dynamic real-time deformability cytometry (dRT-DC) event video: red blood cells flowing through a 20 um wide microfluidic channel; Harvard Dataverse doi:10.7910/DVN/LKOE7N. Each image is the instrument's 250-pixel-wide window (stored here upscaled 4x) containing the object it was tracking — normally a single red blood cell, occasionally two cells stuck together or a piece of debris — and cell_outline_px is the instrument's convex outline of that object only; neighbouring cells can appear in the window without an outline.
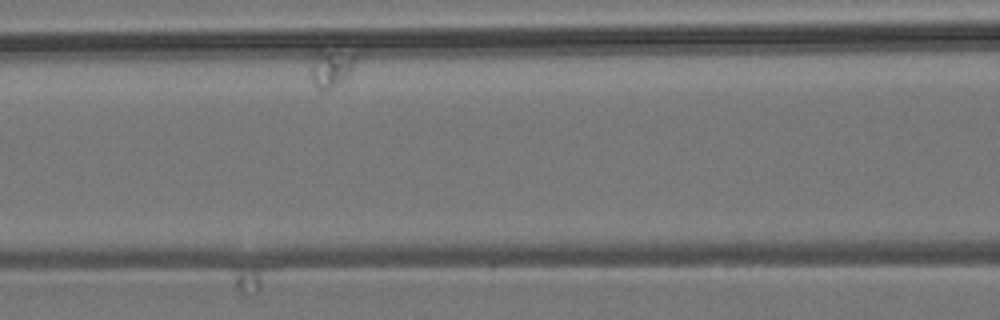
{"species": "common noctule bat (a hibernating species)", "species_latin": "Nyctalus noctula", "temperature_condition": "room temperature", "stored_images_in_passage": 8, "camera_frame_rate_fps": 3000, "um_per_image_px": 0.085, "animal": {"sex": "male", "body_mass_g": 19.2, "forearm_length_mm": 51.8}, "frame": {"image": 1, "passage_image": 7, "time_ms": 2.0, "image_size_px": [1000, 320], "cell_outline_px": [[356, 60], [348, 80], [332, 88], [316, 88], [312, 80], [308, 68], [316, 48], [320, 48], [356, 52]], "centroid_in_image_um": [28.15, 5.72], "position_along_channel_um": 138.5, "area_um2": 10.75}}